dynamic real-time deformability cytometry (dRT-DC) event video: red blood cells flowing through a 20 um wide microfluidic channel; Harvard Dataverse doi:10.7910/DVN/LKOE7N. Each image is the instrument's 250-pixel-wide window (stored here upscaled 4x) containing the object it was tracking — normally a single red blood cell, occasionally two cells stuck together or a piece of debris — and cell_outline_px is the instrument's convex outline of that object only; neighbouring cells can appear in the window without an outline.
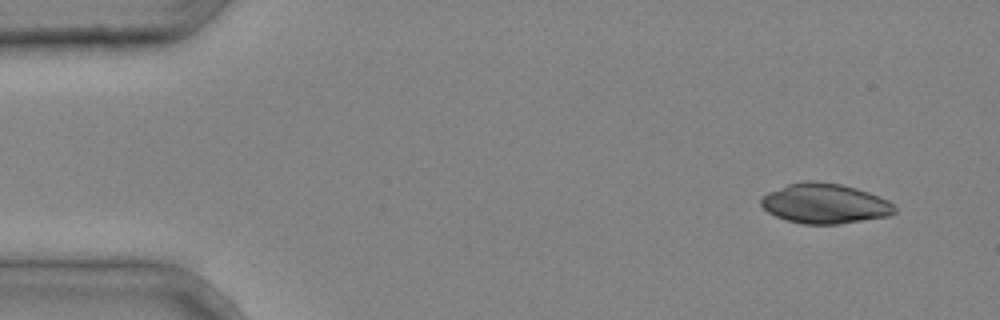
{"species": "common noctule bat (a hibernating species)", "species_latin": "Nyctalus noctula", "temperature_condition": "cold", "stored_images_in_passage": 39, "camera_frame_rate_fps": 3000, "um_per_image_px": 0.085, "animal": {"sex": "male", "body_mass_g": 20.4}, "frame": {"image": 1, "passage_image": 1, "time_ms": 0.0, "image_size_px": [1000, 320], "cell_outline_px": [[896, 212], [888, 216], [840, 224], [800, 224], [776, 216], [768, 212], [760, 204], [760, 200], [768, 192], [788, 184], [808, 180], [812, 180], [840, 184], [856, 188], [868, 192], [888, 200], [896, 208]], "centroid_in_image_um": [70.11, 17.3], "position_along_channel_um": 14.9, "area_um2": 31.04}}